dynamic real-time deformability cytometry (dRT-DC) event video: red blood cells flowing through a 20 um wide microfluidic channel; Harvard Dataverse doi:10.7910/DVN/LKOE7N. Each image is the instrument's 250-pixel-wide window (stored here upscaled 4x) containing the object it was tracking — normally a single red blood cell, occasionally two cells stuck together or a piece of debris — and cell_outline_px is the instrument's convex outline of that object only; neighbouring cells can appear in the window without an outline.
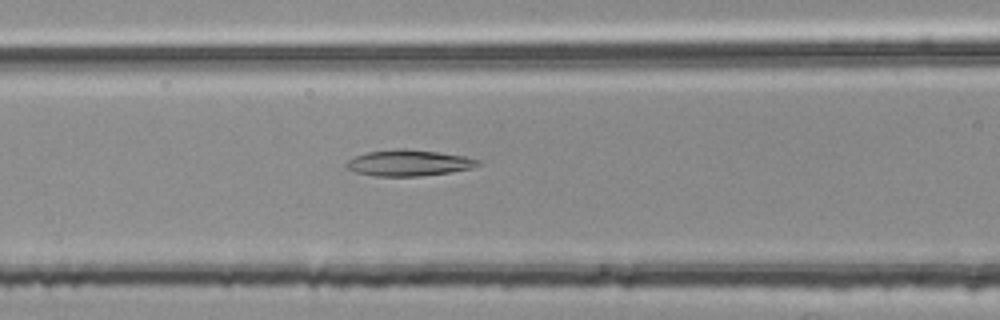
{"species": "common noctule bat (a hibernating species)", "species_latin": "Nyctalus noctula", "temperature_condition": "room temperature", "stored_images_in_passage": 35, "camera_frame_rate_fps": 3000, "um_per_image_px": 0.085, "animal": {"sex": "female", "body_mass_g": 25.1}, "frame": {"image": 1, "passage_image": 8, "time_ms": 2.333, "image_size_px": [1000, 320], "cell_outline_px": [[480, 164], [472, 168], [448, 172], [420, 176], [376, 176], [356, 172], [348, 168], [344, 164], [348, 160], [356, 156], [368, 152], [396, 148], [400, 148], [436, 152], [464, 156], [480, 160]], "centroid_in_image_um": [34.73, 13.84], "position_along_channel_um": 131.9, "area_um2": 19.77}}
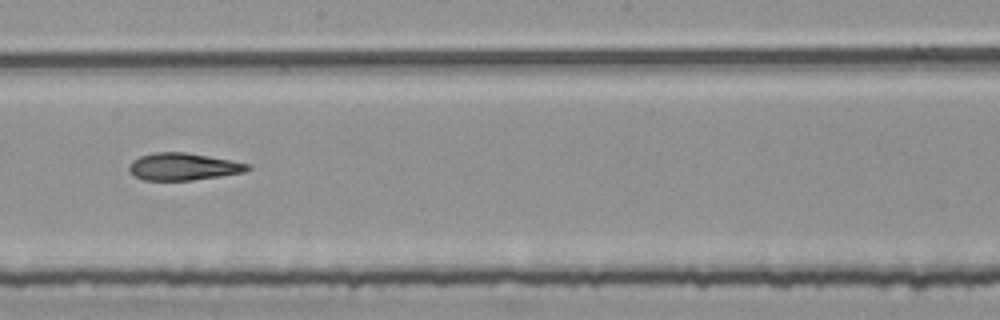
{"frame": {"image": 2, "passage_image": 16, "time_ms": 5.0, "image_size_px": [1000, 320], "cell_outline_px": [[252, 168], [244, 172], [220, 176], [192, 180], [144, 180], [136, 176], [128, 168], [128, 164], [132, 160], [140, 156], [156, 152], [184, 152], [208, 156], [252, 164]], "centroid_in_image_um": [15.6, 14.16], "position_along_channel_um": 232.6, "area_um2": 18.73}}
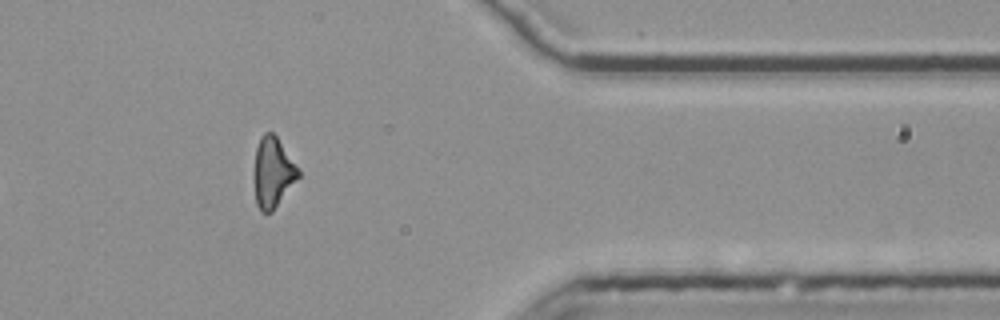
{"frame": {"image": 3, "passage_image": 30, "time_ms": 9.667, "image_size_px": [1000, 320], "cell_outline_px": [[300, 176], [272, 212], [260, 212], [256, 204], [252, 172], [256, 148], [260, 136], [264, 132], [272, 132], [276, 136], [300, 172]], "centroid_in_image_um": [23.14, 14.67], "position_along_channel_um": 388.3, "area_um2": 18.26}, "authors_computed_cell_mechanics": {"area_um2": 18.9584, "velocity_mm_per_s": 3.7809, "shape_relaxation_time_tau1_ms": 10.0488, "shape_relaxation_time_tau2_ms": 6.5393, "deformation_change_tau1": 0.245, "deformation_change_tau2": 0.201}}